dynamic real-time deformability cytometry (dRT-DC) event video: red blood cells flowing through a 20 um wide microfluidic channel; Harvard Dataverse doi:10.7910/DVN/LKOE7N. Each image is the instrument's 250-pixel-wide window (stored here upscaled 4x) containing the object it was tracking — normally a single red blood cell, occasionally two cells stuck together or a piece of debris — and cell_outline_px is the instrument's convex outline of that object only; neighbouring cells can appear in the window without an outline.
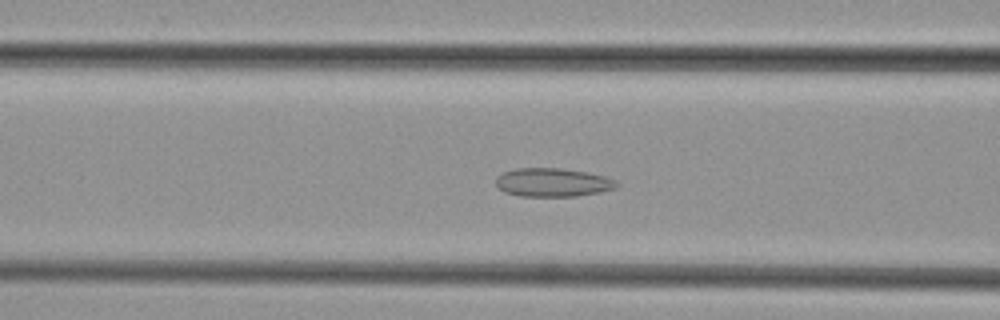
{"species": "common noctule bat (a hibernating species)", "species_latin": "Nyctalus noctula", "temperature_condition": "cold", "stored_images_in_passage": 34, "camera_frame_rate_fps": 3000, "um_per_image_px": 0.085, "animal": {"sex": "female", "body_mass_g": 29.2, "forearm_length_mm": 56.3}, "frame": {"image": 1, "passage_image": 5, "time_ms": 1.333, "image_size_px": [1000, 320], "cell_outline_px": [[620, 184], [616, 188], [600, 192], [576, 196], [520, 196], [504, 192], [496, 184], [496, 176], [504, 172], [516, 168], [560, 168], [588, 172], [604, 176], [616, 180]], "centroid_in_image_um": [47.0, 15.5], "position_along_channel_um": 119.6, "area_um2": 20.17}}
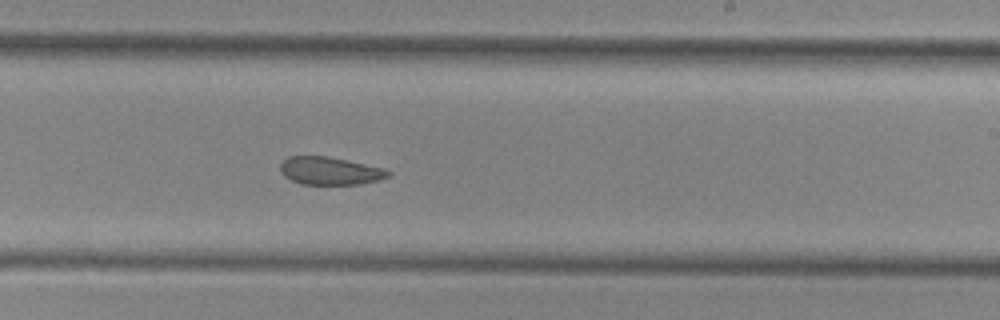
{"frame": {"image": 2, "passage_image": 15, "time_ms": 4.667, "image_size_px": [1000, 320], "cell_outline_px": [[392, 172], [388, 176], [380, 180], [360, 184], [300, 184], [284, 176], [280, 172], [280, 164], [288, 156], [328, 156], [384, 168]], "centroid_in_image_um": [28.04, 14.52], "position_along_channel_um": 261.0, "area_um2": 17.51}}
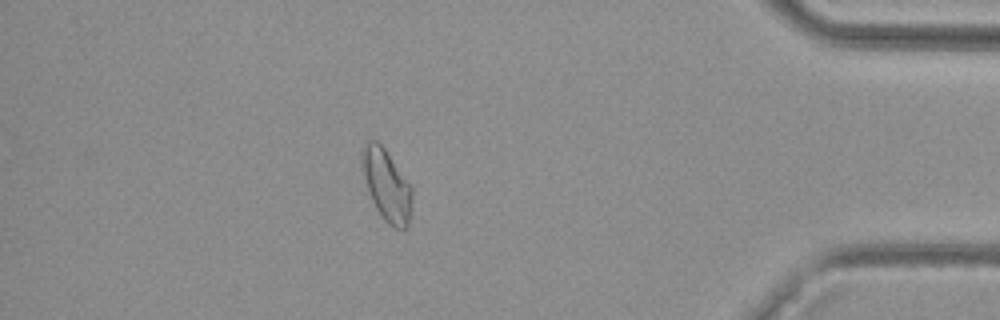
{"frame": {"image": 3, "passage_image": 28, "time_ms": 9.0, "image_size_px": [1000, 320], "cell_outline_px": [[412, 200], [408, 228], [392, 228], [384, 220], [376, 208], [368, 192], [360, 168], [360, 148], [364, 140], [376, 140], [384, 148], [412, 188]], "centroid_in_image_um": [32.8, 15.7], "position_along_channel_um": 402.4, "area_um2": 21.21}}